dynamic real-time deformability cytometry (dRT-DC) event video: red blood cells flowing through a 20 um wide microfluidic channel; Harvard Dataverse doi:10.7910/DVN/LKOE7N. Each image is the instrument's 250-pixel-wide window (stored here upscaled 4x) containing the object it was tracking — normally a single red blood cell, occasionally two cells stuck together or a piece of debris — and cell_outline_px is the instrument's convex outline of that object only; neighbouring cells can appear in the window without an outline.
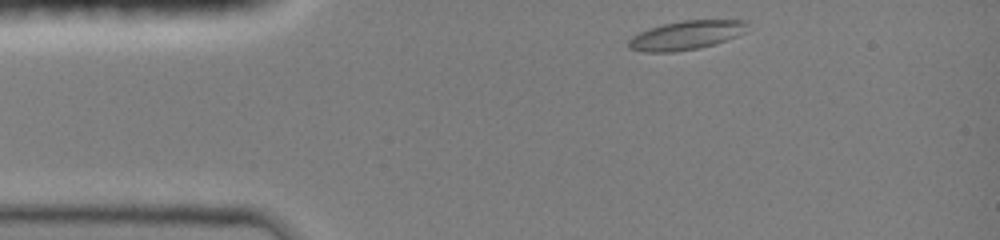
{"species": "common noctule bat (a hibernating species)", "species_latin": "Nyctalus noctula", "temperature_condition": "room temperature", "stored_images_in_passage": 20, "camera_frame_rate_fps": 3000, "um_per_image_px": 0.085, "animal": {"sex": "female", "body_mass_g": 19.0, "forearm_length_mm": 51.5}, "frame": {"image": 1, "passage_image": 1, "time_ms": 0.0, "image_size_px": [1000, 240], "cell_outline_px": [[748, 32], [700, 48], [676, 52], [644, 52], [628, 48], [628, 40], [632, 36], [648, 28], [680, 20], [748, 20]], "centroid_in_image_um": [58.33, 2.99], "position_along_channel_um": 26.7, "area_um2": 20.17}}
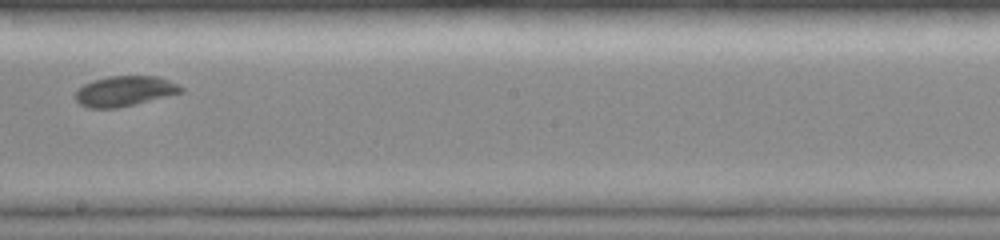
{"frame": {"image": 2, "passage_image": 12, "time_ms": 6.333, "image_size_px": [1000, 240], "cell_outline_px": [[184, 92], [116, 108], [88, 108], [80, 104], [76, 100], [76, 92], [84, 84], [92, 80], [108, 76], [156, 76], [180, 84], [184, 88]], "centroid_in_image_um": [10.61, 7.73], "position_along_channel_um": 237.6, "area_um2": 18.5}}
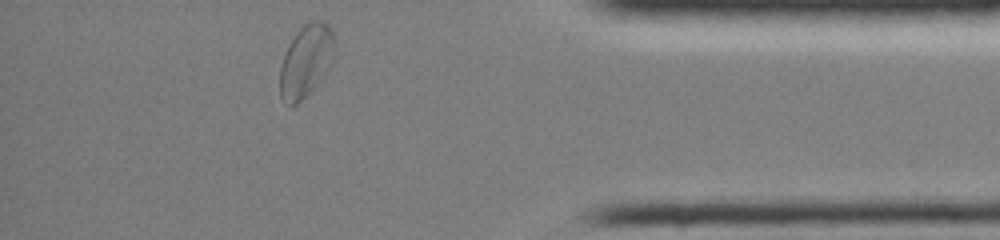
{"frame": {"image": 3, "passage_image": 20, "time_ms": 11.0, "image_size_px": [1000, 240], "cell_outline_px": [[336, 44], [332, 64], [316, 84], [296, 104], [292, 104], [280, 96], [280, 68], [284, 56], [292, 40], [300, 28], [304, 24], [312, 20], [320, 20], [328, 24], [332, 32]], "centroid_in_image_um": [26.05, 5.12], "position_along_channel_um": 409.2, "area_um2": 22.48}, "authors_computed_cell_mechanics": {"area_um2": 18.785, "velocity_mm_per_s": 4.0959, "shape_relaxation_time_tau1_ms": 2.5366, "shape_relaxation_time_tau2_ms": 5.5053, "deformation_change_tau1": 0.073, "deformation_change_tau2": 0.0607}}